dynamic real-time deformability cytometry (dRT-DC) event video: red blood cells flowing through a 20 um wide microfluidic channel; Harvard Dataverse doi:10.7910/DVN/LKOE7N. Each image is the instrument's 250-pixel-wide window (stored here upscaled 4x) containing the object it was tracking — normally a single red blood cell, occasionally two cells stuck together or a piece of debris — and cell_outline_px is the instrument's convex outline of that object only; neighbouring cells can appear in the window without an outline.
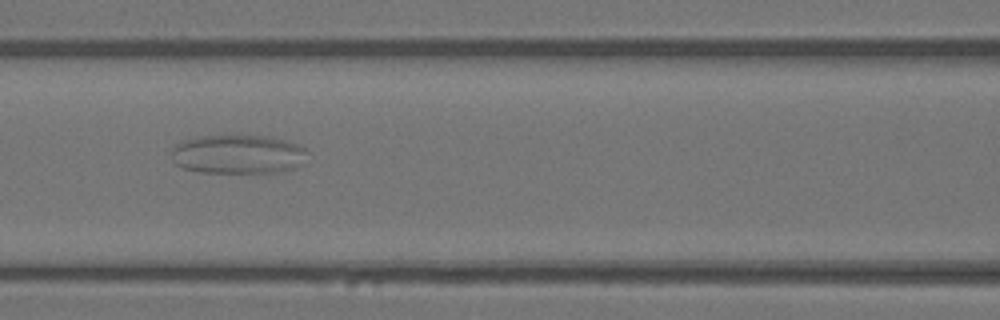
{"species": "Egyptian fruit bat (a non-hibernating species)", "species_latin": "Rousettus aegyptiacus", "temperature_condition": "warm", "stored_images_in_passage": 36, "segment_of_instrument_passage": [1, 2], "camera_frame_rate_fps": 3000, "um_per_image_px": 0.085, "animal": {"sex": "female"}, "frame": {"image": 1, "passage_image": 7, "time_ms": 2.0, "image_size_px": [1000, 320], "cell_outline_px": [[304, 152], [300, 164], [296, 168], [284, 172], [200, 172], [184, 168], [176, 164], [172, 160], [172, 148], [176, 144], [184, 140], [196, 136], [264, 136], [284, 140], [300, 144], [304, 148]], "centroid_in_image_um": [20.18, 13.11], "position_along_channel_um": 146.4, "area_um2": 30.63}}
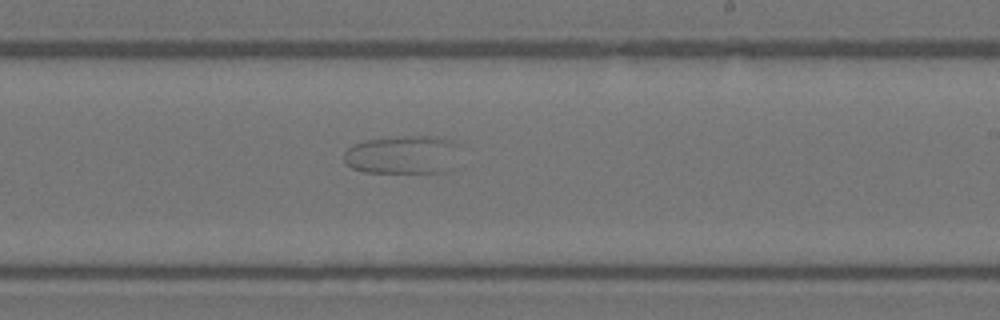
{"frame": {"image": 2, "passage_image": 15, "time_ms": 4.667, "image_size_px": [1000, 320], "cell_outline_px": [[452, 140], [440, 172], [364, 172], [352, 168], [344, 160], [344, 152], [348, 148], [364, 140], [404, 136], [436, 136]], "centroid_in_image_um": [33.91, 13.13], "position_along_channel_um": 255.1, "area_um2": 23.93}}
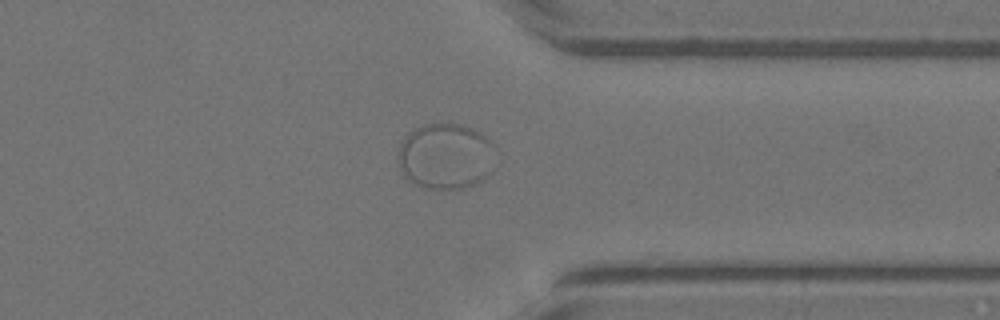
{"frame": {"image": 3, "passage_image": 24, "time_ms": 7.667, "image_size_px": [1000, 320], "cell_outline_px": [[492, 172], [484, 180], [460, 188], [428, 188], [416, 184], [404, 176], [396, 160], [396, 152], [404, 136], [408, 132], [424, 124], [460, 124], [480, 132], [492, 144]], "centroid_in_image_um": [37.82, 13.27], "position_along_channel_um": 373.6, "area_um2": 37.28}}